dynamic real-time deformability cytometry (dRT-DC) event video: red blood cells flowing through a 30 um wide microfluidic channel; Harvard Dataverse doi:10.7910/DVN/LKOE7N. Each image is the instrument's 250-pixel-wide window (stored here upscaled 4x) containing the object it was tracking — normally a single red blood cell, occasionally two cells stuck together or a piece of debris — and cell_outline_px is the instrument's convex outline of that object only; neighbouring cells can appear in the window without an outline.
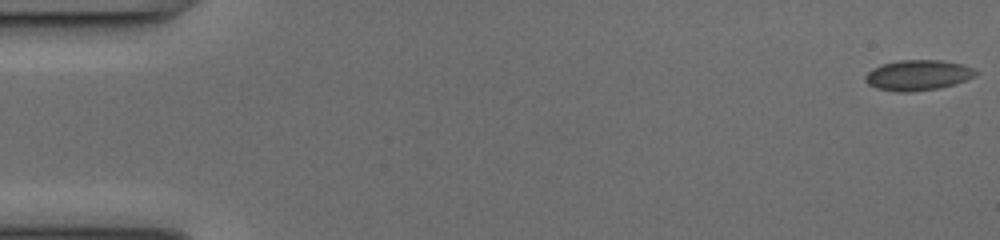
{"species": "common noctule bat (a hibernating species)", "species_latin": "Nyctalus noctula", "temperature_condition": "cold", "stored_images_in_passage": 48, "camera_frame_rate_fps": 3000, "um_per_image_px": 0.085, "animal": {"sex": "female", "body_mass_g": 17.0, "forearm_length_mm": 48.0}, "frame": {"image": 1, "passage_image": 1, "time_ms": 0.0, "image_size_px": [1000, 240], "cell_outline_px": [[980, 72], [964, 80], [940, 88], [912, 92], [896, 92], [876, 88], [868, 84], [864, 80], [864, 76], [872, 68], [884, 64], [900, 60], [940, 60], [960, 64], [972, 68]], "centroid_in_image_um": [77.97, 6.4], "position_along_channel_um": 7.0, "area_um2": 19.42}}
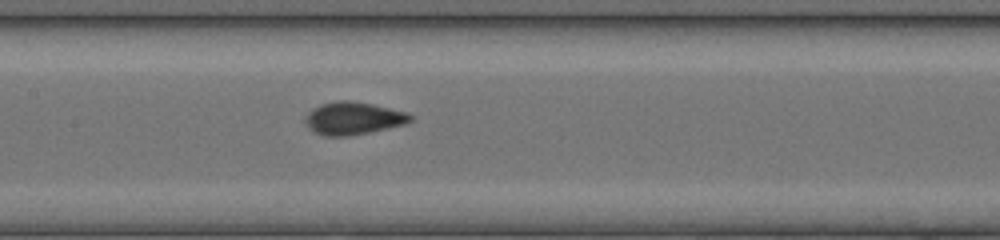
{"frame": {"image": 2, "passage_image": 25, "time_ms": 8.0, "image_size_px": [1000, 240], "cell_outline_px": [[412, 120], [408, 124], [348, 136], [324, 136], [312, 132], [308, 128], [304, 120], [304, 116], [312, 108], [320, 104], [340, 100], [348, 100], [372, 104], [404, 112], [412, 116]], "centroid_in_image_um": [29.97, 10.06], "position_along_channel_um": 177.4, "area_um2": 20.06}}
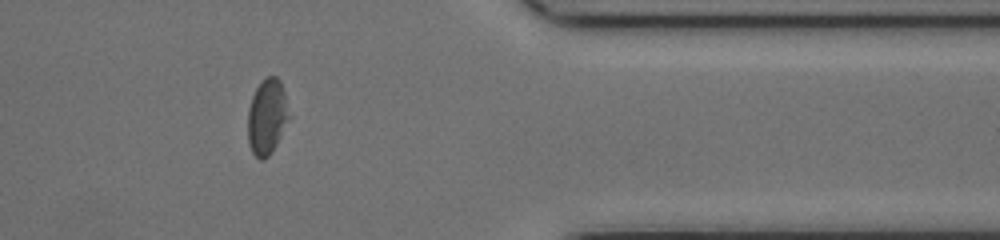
{"frame": {"image": 3, "passage_image": 42, "time_ms": 13.667, "image_size_px": [1000, 240], "cell_outline_px": [[292, 116], [272, 152], [264, 160], [260, 160], [252, 152], [248, 144], [248, 108], [252, 96], [256, 88], [268, 76], [276, 76], [280, 80]], "centroid_in_image_um": [22.72, 9.95], "position_along_channel_um": 388.7, "area_um2": 18.44}}